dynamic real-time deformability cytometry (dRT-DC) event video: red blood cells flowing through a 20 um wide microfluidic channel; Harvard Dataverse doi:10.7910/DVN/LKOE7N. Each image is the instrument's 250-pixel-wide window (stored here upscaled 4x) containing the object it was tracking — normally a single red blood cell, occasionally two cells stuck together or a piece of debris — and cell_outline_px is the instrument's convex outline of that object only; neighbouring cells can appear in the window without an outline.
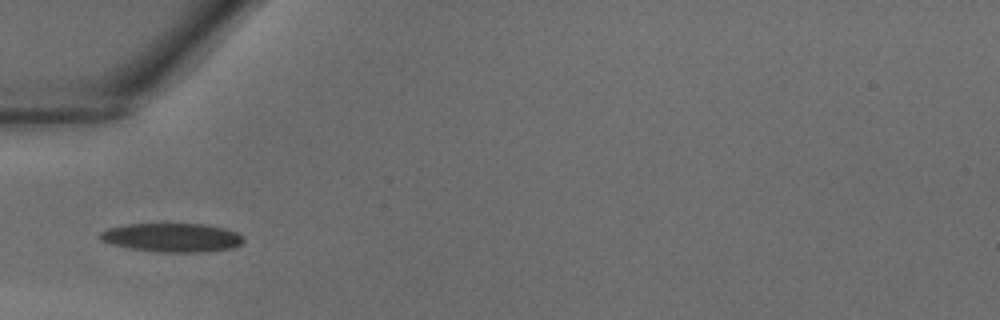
{"species": "common noctule bat (a hibernating species)", "species_latin": "Nyctalus noctula", "temperature_condition": "warm", "stored_images_in_passage": 14, "camera_frame_rate_fps": 3000, "um_per_image_px": 0.085, "animal": {"sex": "male", "body_mass_g": 18.8}, "frame": {"image": 1, "passage_image": 3, "time_ms": 0.667, "image_size_px": [1000, 320], "cell_outline_px": [[244, 240], [240, 244], [232, 248], [200, 252], [156, 252], [128, 248], [112, 244], [100, 240], [100, 232], [108, 228], [128, 224], [204, 224], [224, 228], [236, 232], [244, 236]], "centroid_in_image_um": [14.62, 20.19], "position_along_channel_um": 70.4, "area_um2": 24.04}}
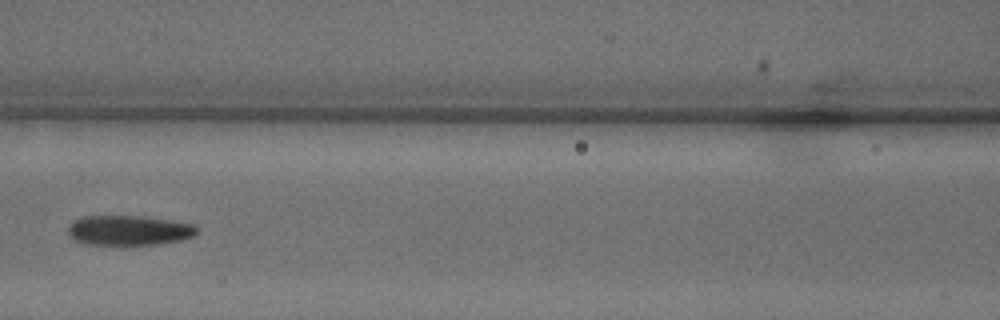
{"frame": {"image": 2, "passage_image": 8, "time_ms": 2.333, "image_size_px": [1000, 320], "cell_outline_px": [[196, 232], [192, 236], [184, 240], [160, 244], [120, 248], [80, 244], [72, 240], [68, 236], [68, 228], [76, 220], [84, 216], [144, 216], [172, 220], [192, 224], [196, 228]], "centroid_in_image_um": [10.9, 19.65], "position_along_channel_um": 155.7, "area_um2": 23.64}}